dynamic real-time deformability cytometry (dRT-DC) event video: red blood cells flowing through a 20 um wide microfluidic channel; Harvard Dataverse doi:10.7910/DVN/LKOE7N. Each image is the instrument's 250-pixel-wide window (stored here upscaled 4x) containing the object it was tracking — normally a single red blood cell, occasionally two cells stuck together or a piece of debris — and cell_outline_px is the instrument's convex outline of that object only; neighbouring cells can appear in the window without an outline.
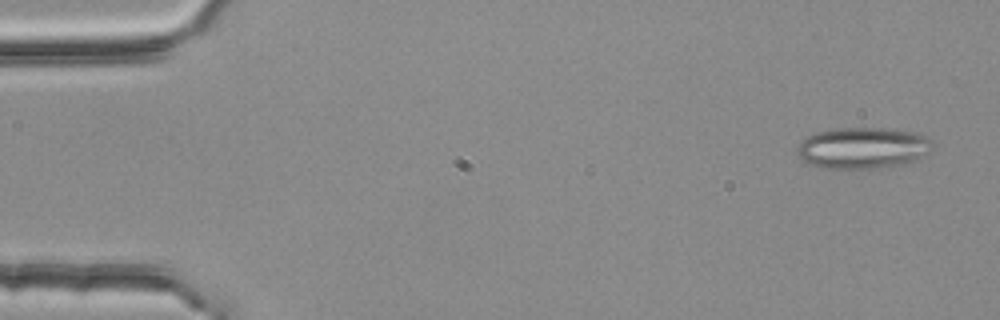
{"species": "common noctule bat (a hibernating species)", "species_latin": "Nyctalus noctula", "temperature_condition": "room temperature", "stored_images_in_passage": 54, "segment_of_instrument_passage": [1, 2], "camera_frame_rate_fps": 3000, "um_per_image_px": 0.085, "animal": {"sex": "female", "body_mass_g": 25.1}, "frame": {"image": 1, "passage_image": 3, "time_ms": 0.667, "image_size_px": [1000, 320], "cell_outline_px": [[932, 148], [924, 156], [916, 160], [904, 164], [888, 168], [828, 168], [812, 164], [796, 156], [796, 148], [800, 140], [816, 132], [832, 128], [880, 128], [912, 132], [924, 136], [928, 140]], "centroid_in_image_um": [73.29, 12.58], "position_along_channel_um": 11.7, "area_um2": 32.54}}